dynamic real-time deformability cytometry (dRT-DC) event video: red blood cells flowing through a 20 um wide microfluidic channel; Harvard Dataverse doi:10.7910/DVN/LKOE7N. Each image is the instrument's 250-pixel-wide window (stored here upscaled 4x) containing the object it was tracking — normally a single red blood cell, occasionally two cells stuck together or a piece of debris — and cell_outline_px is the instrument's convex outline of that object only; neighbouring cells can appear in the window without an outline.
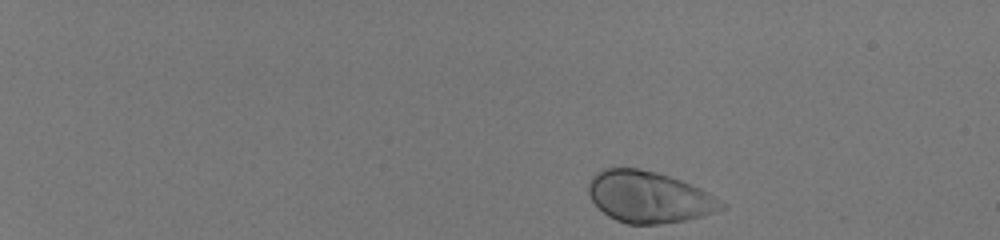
{"species": "human", "species_latin": "Homo sapiens", "temperature_condition": "room temperature", "stored_images_in_passage": 45, "camera_frame_rate_fps": 3000, "um_per_image_px": 0.085, "donor": {"sex": "male"}, "frame": {"image": 1, "passage_image": 1, "time_ms": 0.0, "image_size_px": [1000, 240], "cell_outline_px": [[724, 208], [716, 212], [704, 216], [684, 220], [656, 224], [628, 224], [616, 220], [608, 216], [592, 200], [588, 192], [588, 184], [592, 176], [596, 172], [604, 168], [640, 168], [656, 172], [680, 180], [700, 188], [724, 204]], "centroid_in_image_um": [55.12, 16.74], "position_along_channel_um": 29.9, "area_um2": 39.48}}
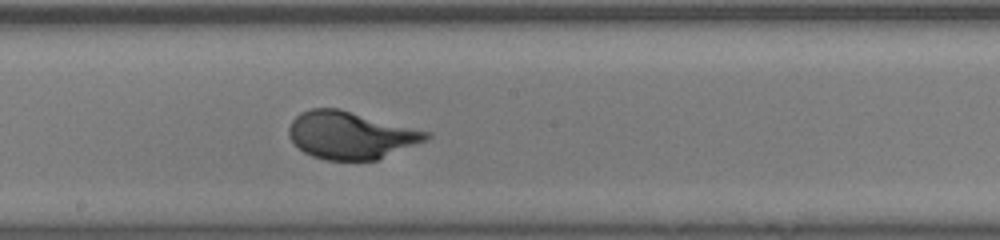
{"frame": {"image": 2, "passage_image": 26, "time_ms": 8.333, "image_size_px": [1000, 240], "cell_outline_px": [[432, 136], [424, 140], [376, 160], [324, 160], [312, 156], [304, 152], [288, 136], [288, 128], [292, 120], [300, 112], [312, 108], [336, 108], [432, 132]], "centroid_in_image_um": [29.77, 11.49], "position_along_channel_um": 218.4, "area_um2": 37.57}}
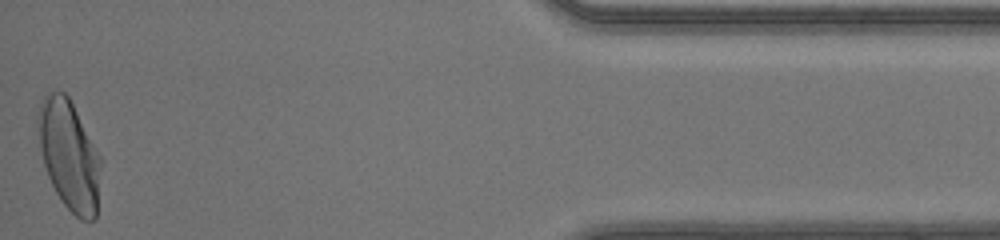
{"frame": {"image": 3, "passage_image": 45, "time_ms": 14.667, "image_size_px": [1000, 240], "cell_outline_px": [[104, 160], [96, 220], [80, 220], [60, 200], [48, 176], [44, 164], [40, 148], [36, 120], [36, 116], [40, 104], [44, 96], [48, 92], [64, 92], [68, 96]], "centroid_in_image_um": [5.93, 13.22], "position_along_channel_um": 429.3, "area_um2": 40.92}, "authors_computed_cell_mechanics": {"area_um2": 37.7434, "velocity_mm_per_s": 4.131, "shape_relaxation_time_tau1_ms": 2.7719, "shape_relaxation_time_tau2_ms": null, "deformation_change_tau1": 0.1858, "deformation_change_tau2": null}}